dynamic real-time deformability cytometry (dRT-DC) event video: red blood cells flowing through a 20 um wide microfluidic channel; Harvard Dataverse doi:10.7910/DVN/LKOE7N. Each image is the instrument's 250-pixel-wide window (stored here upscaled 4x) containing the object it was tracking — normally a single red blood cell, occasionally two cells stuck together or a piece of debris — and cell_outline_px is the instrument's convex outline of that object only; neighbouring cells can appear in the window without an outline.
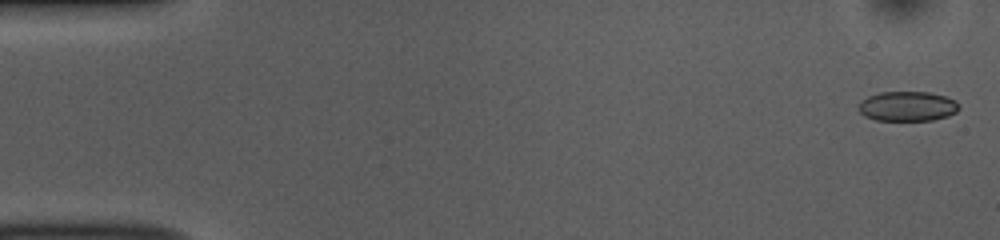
{"species": "common noctule bat (a hibernating species)", "species_latin": "Nyctalus noctula", "temperature_condition": "room temperature", "stored_images_in_passage": 10, "camera_frame_rate_fps": 3000, "um_per_image_px": 0.085, "animal": {"sex": "female", "body_mass_g": 10.0, "forearm_length_mm": 53.1}, "frame": {"image": 1, "passage_image": 2, "time_ms": 0.333, "image_size_px": [1000, 240], "cell_outline_px": [[960, 108], [956, 112], [948, 116], [932, 120], [876, 120], [864, 116], [860, 112], [860, 100], [868, 96], [880, 92], [928, 92], [944, 96], [956, 100]], "centroid_in_image_um": [77.14, 9.03], "position_along_channel_um": 7.9, "area_um2": 17.4}}